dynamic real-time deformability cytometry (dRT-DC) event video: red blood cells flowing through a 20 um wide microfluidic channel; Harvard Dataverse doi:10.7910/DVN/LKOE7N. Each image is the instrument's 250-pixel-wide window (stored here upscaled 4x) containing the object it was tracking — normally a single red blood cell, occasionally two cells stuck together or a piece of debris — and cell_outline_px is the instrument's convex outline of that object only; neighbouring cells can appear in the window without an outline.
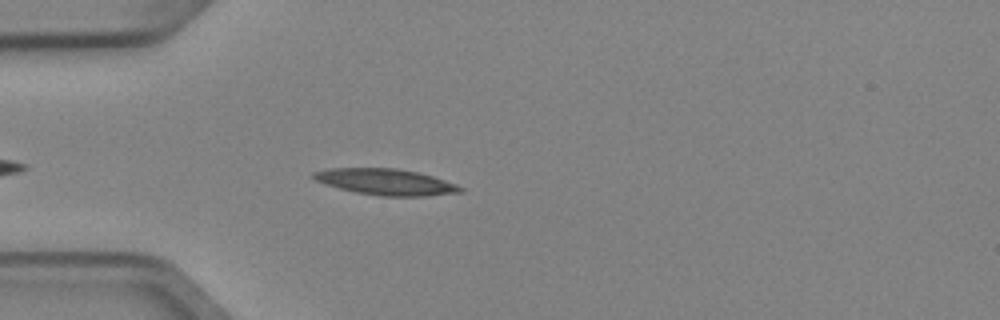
{"species": "Egyptian fruit bat (a non-hibernating species)", "species_latin": "Rousettus aegyptiacus", "temperature_condition": "cold", "stored_images_in_passage": 5, "camera_frame_rate_fps": 3000, "um_per_image_px": 0.085, "animal": {"sex": "female"}, "frame": {"image": 1, "passage_image": 5, "time_ms": 1.333, "image_size_px": [1000, 320], "cell_outline_px": [[464, 192], [428, 196], [380, 196], [356, 192], [324, 184], [316, 180], [312, 176], [312, 172], [328, 168], [396, 168], [416, 172], [432, 176], [456, 184], [464, 188]], "centroid_in_image_um": [32.8, 15.46], "position_along_channel_um": 52.2, "area_um2": 22.37}}